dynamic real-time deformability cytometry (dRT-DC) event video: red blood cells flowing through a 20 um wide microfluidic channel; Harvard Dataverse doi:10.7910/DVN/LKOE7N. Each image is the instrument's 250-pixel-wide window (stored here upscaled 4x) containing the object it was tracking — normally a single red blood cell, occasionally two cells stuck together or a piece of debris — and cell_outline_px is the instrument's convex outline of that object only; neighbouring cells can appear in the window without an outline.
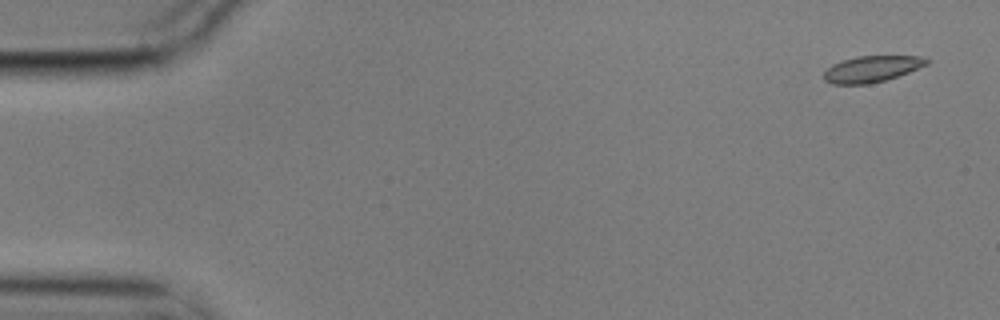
{"species": "common noctule bat (a hibernating species)", "species_latin": "Nyctalus noctula", "temperature_condition": "cold", "stored_images_in_passage": 3, "camera_frame_rate_fps": 3000, "um_per_image_px": 0.085, "animal": {"sex": "male", "body_mass_g": 17.9}, "frame": {"image": 1, "passage_image": 1, "time_ms": 0.0, "image_size_px": [1000, 320], "cell_outline_px": [[928, 64], [908, 72], [884, 80], [868, 84], [832, 84], [824, 80], [824, 72], [832, 64], [856, 56], [920, 56], [928, 60]], "centroid_in_image_um": [74.07, 5.86], "position_along_channel_um": 10.9, "area_um2": 15.49}}